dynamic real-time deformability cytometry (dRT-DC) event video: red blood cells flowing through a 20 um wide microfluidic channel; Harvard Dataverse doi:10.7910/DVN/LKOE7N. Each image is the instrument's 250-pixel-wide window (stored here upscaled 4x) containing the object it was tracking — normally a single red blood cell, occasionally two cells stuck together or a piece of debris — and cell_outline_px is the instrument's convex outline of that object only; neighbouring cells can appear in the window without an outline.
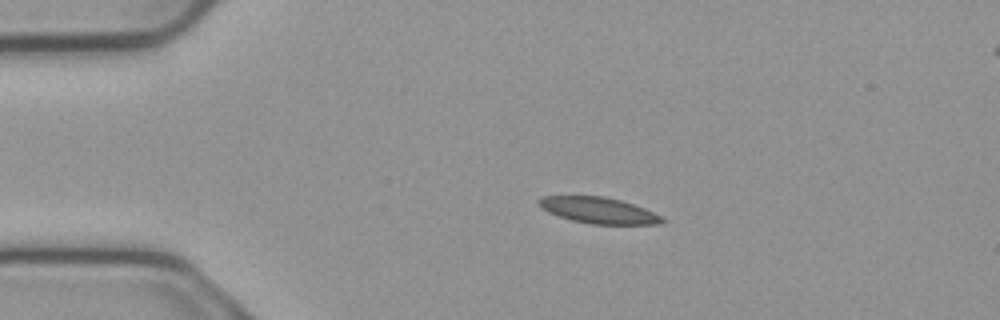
{"species": "common noctule bat (a hibernating species)", "species_latin": "Nyctalus noctula", "temperature_condition": "cold", "stored_images_in_passage": 4, "camera_frame_rate_fps": 3000, "um_per_image_px": 0.085, "animal": {"sex": "male", "body_mass_g": 23.1, "forearm_length_mm": 52.7}, "frame": {"image": 1, "passage_image": 3, "time_ms": 0.667, "image_size_px": [1000, 320], "cell_outline_px": [[668, 220], [660, 224], [592, 224], [572, 220], [548, 212], [536, 200], [544, 196], [604, 196], [620, 200], [644, 208], [664, 216]], "centroid_in_image_um": [50.95, 17.88], "position_along_channel_um": 34.0, "area_um2": 18.67}}